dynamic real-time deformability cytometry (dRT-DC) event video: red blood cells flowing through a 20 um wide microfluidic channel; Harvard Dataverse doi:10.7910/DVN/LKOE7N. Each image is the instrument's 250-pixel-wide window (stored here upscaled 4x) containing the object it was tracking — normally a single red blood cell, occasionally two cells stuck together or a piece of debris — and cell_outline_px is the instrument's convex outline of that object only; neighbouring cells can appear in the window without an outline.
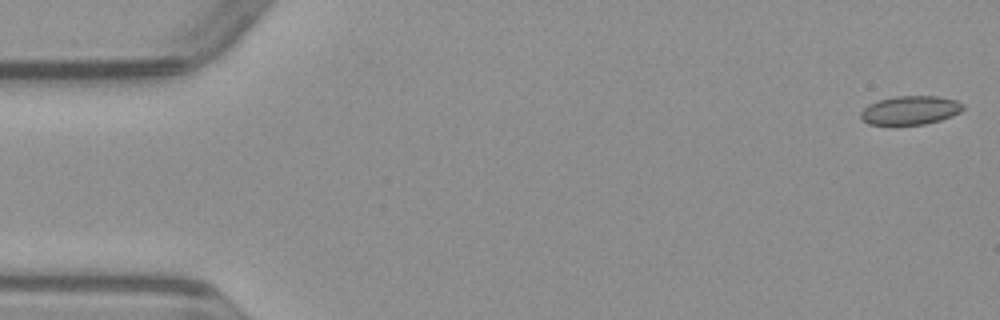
{"species": "common noctule bat (a hibernating species)", "species_latin": "Nyctalus noctula", "temperature_condition": "warm", "stored_images_in_passage": 50, "camera_frame_rate_fps": 3000, "um_per_image_px": 0.085, "animal": {"sex": "male", "body_mass_g": 23.1, "forearm_length_mm": 52.7}, "frame": {"image": 1, "passage_image": 1, "time_ms": 0.0, "image_size_px": [1000, 320], "cell_outline_px": [[964, 108], [960, 112], [952, 116], [940, 120], [924, 124], [868, 124], [860, 120], [860, 112], [868, 104], [880, 100], [896, 96], [936, 96], [956, 100], [964, 104]], "centroid_in_image_um": [77.37, 9.37], "position_along_channel_um": 7.6, "area_um2": 17.11}}
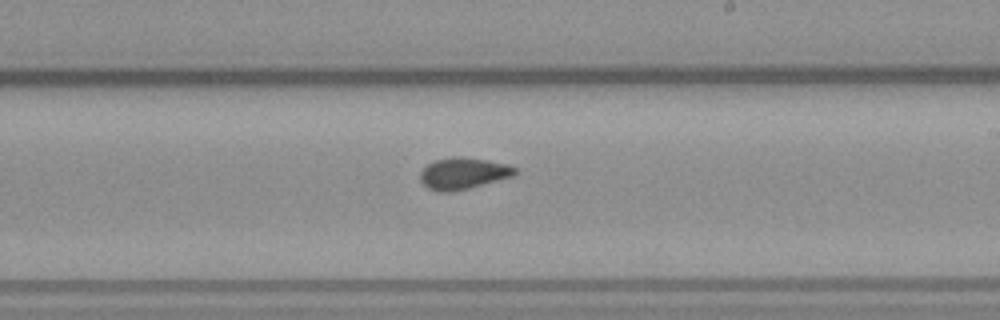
{"frame": {"image": 2, "passage_image": 29, "time_ms": 9.333, "image_size_px": [1000, 320], "cell_outline_px": [[516, 172], [512, 176], [468, 188], [452, 192], [436, 192], [428, 188], [420, 180], [420, 172], [428, 164], [436, 160], [452, 156], [460, 156], [488, 160], [508, 164], [516, 168]], "centroid_in_image_um": [39.34, 14.73], "position_along_channel_um": 249.7, "area_um2": 17.34}}
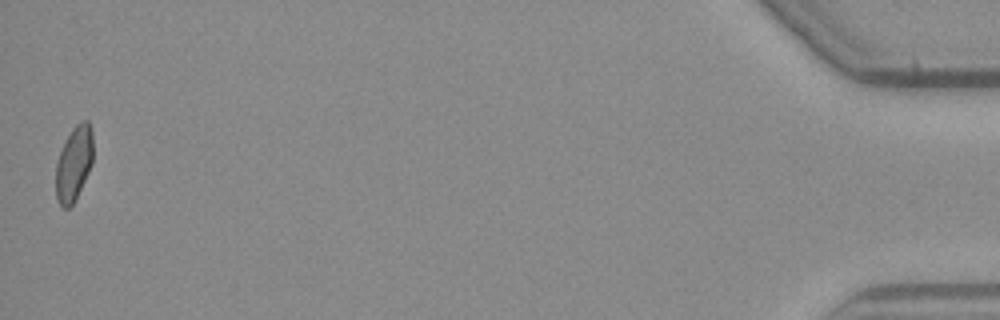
{"frame": {"image": 3, "passage_image": 50, "time_ms": 16.333, "image_size_px": [1000, 320], "cell_outline_px": [[92, 164], [72, 204], [68, 208], [64, 208], [60, 204], [56, 196], [56, 164], [60, 152], [72, 128], [80, 120], [88, 120], [92, 128]], "centroid_in_image_um": [6.28, 13.85], "position_along_channel_um": 428.9, "area_um2": 15.9}}